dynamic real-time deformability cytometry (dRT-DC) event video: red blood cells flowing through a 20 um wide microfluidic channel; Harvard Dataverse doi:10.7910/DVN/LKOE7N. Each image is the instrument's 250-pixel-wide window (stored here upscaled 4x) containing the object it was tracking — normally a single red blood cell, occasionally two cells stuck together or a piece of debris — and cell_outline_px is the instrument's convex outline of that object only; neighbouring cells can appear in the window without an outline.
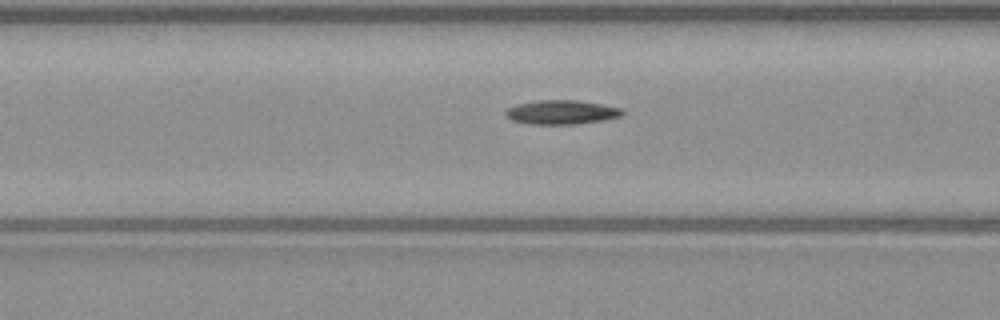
{"species": "common noctule bat (a hibernating species)", "species_latin": "Nyctalus noctula", "temperature_condition": "warm", "stored_images_in_passage": 51, "camera_frame_rate_fps": 3000, "um_per_image_px": 0.085, "animal": {"sex": "male", "body_mass_g": 23.1, "forearm_length_mm": 52.7}, "frame": {"image": 1, "passage_image": 20, "time_ms": 6.333, "image_size_px": [1000, 320], "cell_outline_px": [[624, 112], [620, 116], [604, 120], [576, 124], [532, 124], [512, 120], [504, 116], [504, 112], [508, 108], [516, 104], [540, 100], [576, 100], [600, 104], [620, 108]], "centroid_in_image_um": [47.68, 9.54], "position_along_channel_um": 118.9, "area_um2": 16.3}}
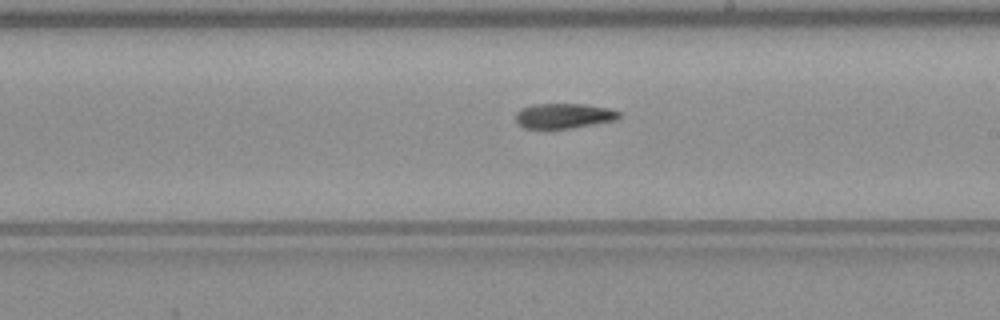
{"frame": {"image": 2, "passage_image": 29, "time_ms": 9.333, "image_size_px": [1000, 320], "cell_outline_px": [[620, 116], [616, 120], [572, 128], [524, 128], [516, 120], [516, 112], [520, 108], [532, 104], [584, 104], [608, 108], [620, 112]], "centroid_in_image_um": [47.92, 9.84], "position_along_channel_um": 241.1, "area_um2": 15.03}}
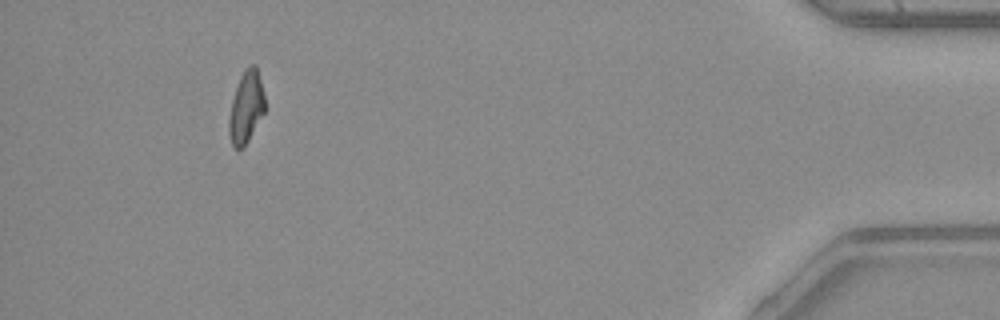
{"frame": {"image": 3, "passage_image": 47, "time_ms": 15.333, "image_size_px": [1000, 320], "cell_outline_px": [[268, 108], [244, 148], [236, 148], [232, 144], [228, 132], [228, 120], [232, 100], [240, 76], [244, 68], [252, 64], [256, 64]], "centroid_in_image_um": [20.96, 9.11], "position_along_channel_um": 414.2, "area_um2": 15.49}, "authors_computed_cell_mechanics": {"area_um2": 15.606, "velocity_mm_per_s": 4.0757, "shape_relaxation_time_tau1_ms": null, "shape_relaxation_time_tau2_ms": 7.423, "deformation_change_tau1": null, "deformation_change_tau2": 0.1635}}